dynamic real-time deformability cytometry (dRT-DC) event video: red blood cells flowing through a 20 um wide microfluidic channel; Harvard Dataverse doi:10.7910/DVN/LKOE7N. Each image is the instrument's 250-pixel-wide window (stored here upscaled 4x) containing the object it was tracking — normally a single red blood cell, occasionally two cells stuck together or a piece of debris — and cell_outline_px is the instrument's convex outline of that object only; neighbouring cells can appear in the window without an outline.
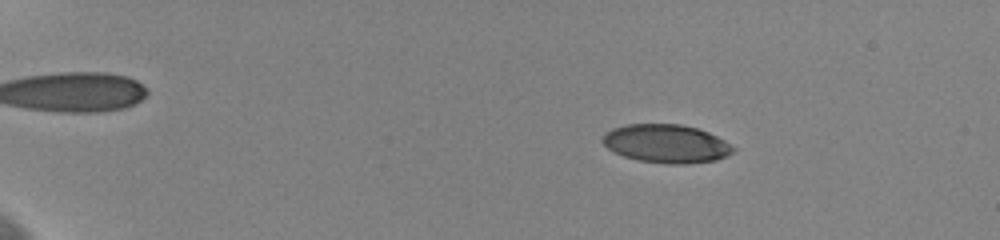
{"species": "human", "species_latin": "Homo sapiens", "temperature_condition": "cold", "stored_images_in_passage": 59, "camera_frame_rate_fps": 3000, "um_per_image_px": 0.085, "donor": {"sex": "female"}, "frame": {"image": 1, "passage_image": 11, "time_ms": 3.333, "image_size_px": [1000, 240], "cell_outline_px": [[736, 148], [728, 156], [716, 160], [684, 164], [668, 164], [636, 160], [624, 156], [608, 148], [600, 140], [612, 128], [628, 124], [680, 124], [696, 128], [708, 132], [724, 140]], "centroid_in_image_um": [56.65, 12.21], "position_along_channel_um": 28.4, "area_um2": 29.13}}
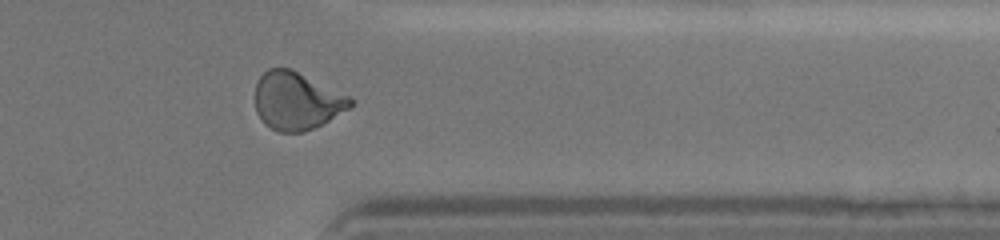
{"frame": {"image": 2, "passage_image": 50, "time_ms": 16.333, "image_size_px": [1000, 240], "cell_outline_px": [[356, 100], [348, 108], [328, 120], [304, 132], [280, 132], [264, 124], [256, 112], [256, 84], [260, 76], [268, 68], [292, 68], [352, 96]], "centroid_in_image_um": [25.24, 8.55], "position_along_channel_um": 386.2, "area_um2": 32.19}}
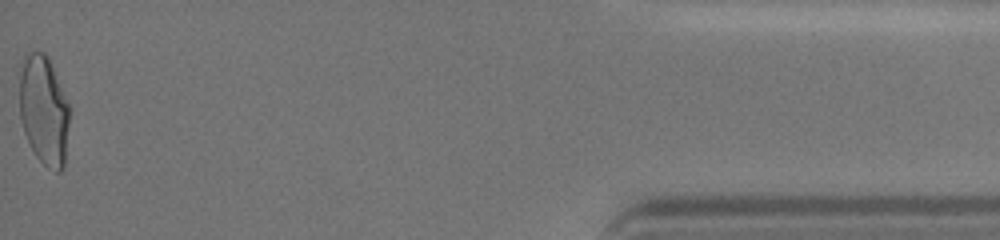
{"frame": {"image": 3, "passage_image": 59, "time_ms": 19.333, "image_size_px": [1000, 240], "cell_outline_px": [[68, 124], [64, 168], [60, 172], [56, 172], [48, 168], [36, 156], [24, 132], [20, 120], [20, 76], [24, 52], [44, 52], [48, 56], [68, 104]], "centroid_in_image_um": [3.71, 9.37], "position_along_channel_um": 431.5, "area_um2": 31.62}, "authors_computed_cell_mechanics": {"area_um2": 30.5762, "velocity_mm_per_s": 3.6409, "shape_relaxation_time_tau1_ms": 6.1631, "shape_relaxation_time_tau2_ms": 1.3734, "deformation_change_tau1": 0.1765, "deformation_change_tau2": 0.0584}}